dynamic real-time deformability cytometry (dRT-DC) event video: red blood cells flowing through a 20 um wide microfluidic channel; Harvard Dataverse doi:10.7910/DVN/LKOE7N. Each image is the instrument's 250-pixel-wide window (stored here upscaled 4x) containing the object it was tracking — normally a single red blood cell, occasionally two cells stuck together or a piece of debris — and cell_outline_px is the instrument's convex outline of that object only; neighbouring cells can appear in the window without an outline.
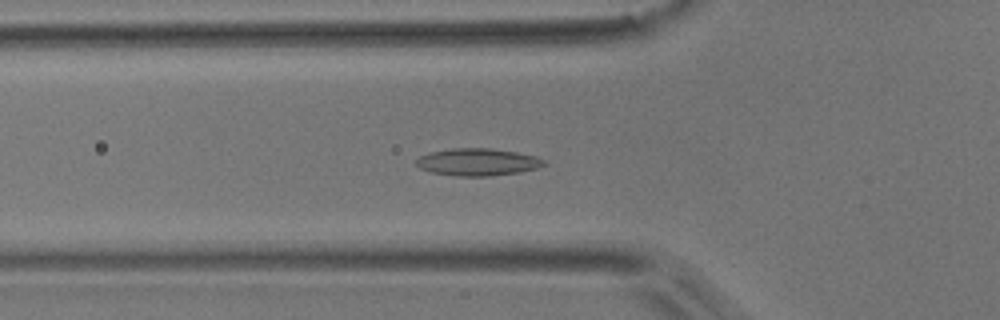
{"species": "common noctule bat (a hibernating species)", "species_latin": "Nyctalus noctula", "temperature_condition": "room temperature", "stored_images_in_passage": 54, "camera_frame_rate_fps": 3000, "um_per_image_px": 0.085, "animal": {"sex": "male", "body_mass_g": 17.9}, "frame": {"image": 1, "passage_image": 18, "time_ms": 5.667, "image_size_px": [1000, 320], "cell_outline_px": [[548, 164], [536, 168], [516, 172], [488, 176], [456, 176], [432, 172], [420, 168], [416, 164], [416, 160], [420, 156], [428, 152], [452, 148], [492, 148], [516, 152], [536, 156], [544, 160]], "centroid_in_image_um": [40.58, 13.76], "position_along_channel_um": 85.2, "area_um2": 20.23}}
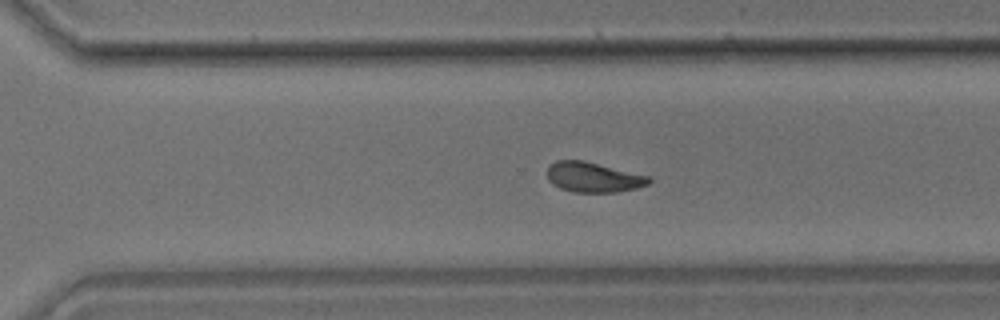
{"frame": {"image": 2, "passage_image": 37, "time_ms": 12.0, "image_size_px": [1000, 320], "cell_outline_px": [[652, 180], [648, 184], [636, 188], [616, 192], [572, 192], [560, 188], [552, 184], [548, 180], [548, 164], [556, 160], [584, 160], [648, 176]], "centroid_in_image_um": [50.39, 15.06], "position_along_channel_um": 320.2, "area_um2": 17.8}}
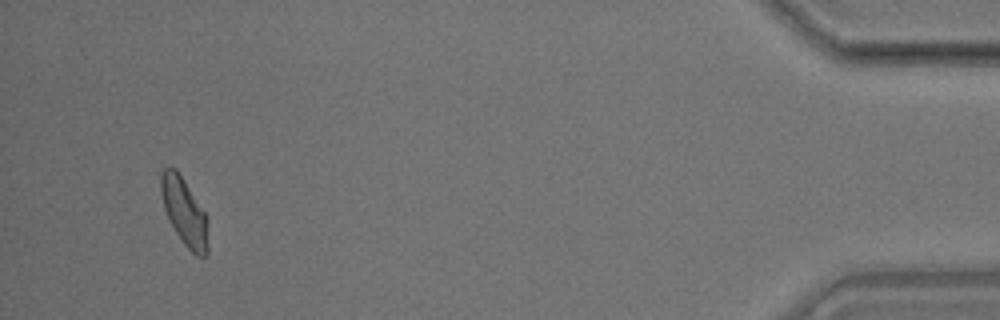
{"frame": {"image": 3, "passage_image": 51, "time_ms": 16.667, "image_size_px": [1000, 320], "cell_outline_px": [[208, 252], [204, 256], [196, 256], [184, 244], [176, 232], [164, 208], [160, 192], [160, 172], [168, 164], [176, 168], [208, 216]], "centroid_in_image_um": [15.67, 17.96], "position_along_channel_um": 419.5, "area_um2": 18.73}, "authors_computed_cell_mechanics": {"area_um2": 18.496, "velocity_mm_per_s": 3.7104, "shape_relaxation_time_tau1_ms": 10.7604, "shape_relaxation_time_tau2_ms": 2.6684, "deformation_change_tau1": 0.1864, "deformation_change_tau2": 0.0858}}